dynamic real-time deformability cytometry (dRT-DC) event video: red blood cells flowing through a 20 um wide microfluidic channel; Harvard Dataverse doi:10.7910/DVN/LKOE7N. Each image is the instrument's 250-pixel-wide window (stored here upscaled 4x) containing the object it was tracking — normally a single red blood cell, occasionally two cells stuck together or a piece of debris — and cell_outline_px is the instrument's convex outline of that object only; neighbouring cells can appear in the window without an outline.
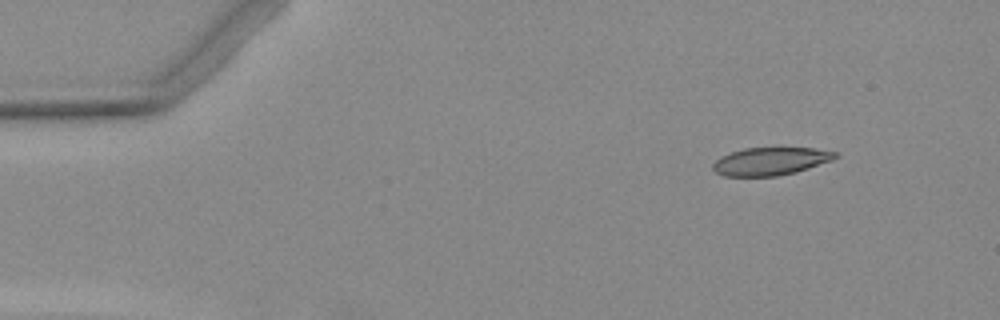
{"species": "Egyptian fruit bat (a non-hibernating species)", "species_latin": "Rousettus aegyptiacus", "temperature_condition": "warm", "stored_images_in_passage": 4, "camera_frame_rate_fps": 3000, "um_per_image_px": 0.085, "animal": {"sex": "female"}, "frame": {"image": 1, "passage_image": 1, "time_ms": 0.0, "image_size_px": [1000, 320], "cell_outline_px": [[836, 156], [832, 160], [796, 172], [776, 176], [724, 176], [716, 172], [712, 168], [712, 164], [716, 160], [732, 152], [744, 148], [812, 148], [836, 152]], "centroid_in_image_um": [65.47, 13.71], "position_along_channel_um": 19.5, "area_um2": 19.54}}
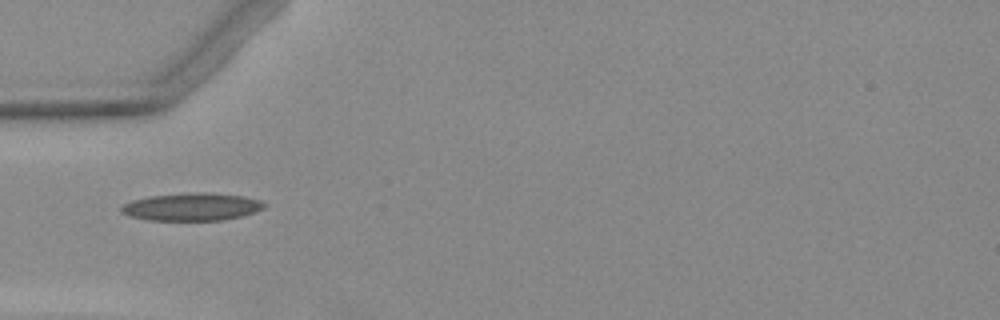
{"frame": {"image": 2, "passage_image": 4, "time_ms": 3.667, "image_size_px": [1000, 320], "cell_outline_px": [[268, 204], [264, 208], [240, 216], [220, 220], [148, 220], [132, 216], [120, 212], [120, 208], [124, 204], [132, 200], [152, 196], [188, 192], [204, 192], [244, 196], [260, 200]], "centroid_in_image_um": [16.31, 17.57], "position_along_channel_um": 68.7, "area_um2": 22.89}}